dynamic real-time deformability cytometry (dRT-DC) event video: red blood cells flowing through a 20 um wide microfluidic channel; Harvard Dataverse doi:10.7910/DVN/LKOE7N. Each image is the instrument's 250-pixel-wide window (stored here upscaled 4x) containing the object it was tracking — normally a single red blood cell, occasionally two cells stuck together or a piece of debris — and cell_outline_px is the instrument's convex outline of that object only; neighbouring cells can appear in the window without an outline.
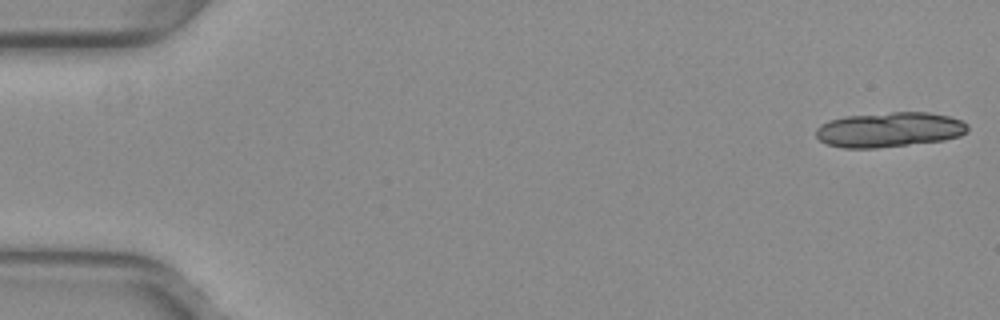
{"species": "common noctule bat (a hibernating species)", "species_latin": "Nyctalus noctula", "temperature_condition": "warm", "stored_images_in_passage": 15, "camera_frame_rate_fps": 3000, "um_per_image_px": 0.085, "animal": {"sex": "female", "body_mass_g": 29.2, "forearm_length_mm": 56.3}, "frame": {"image": 1, "passage_image": 1, "time_ms": 0.0, "image_size_px": [1000, 320], "cell_outline_px": [[968, 132], [960, 136], [944, 140], [876, 148], [844, 148], [828, 144], [820, 140], [816, 136], [816, 128], [820, 124], [828, 120], [844, 116], [892, 112], [928, 112], [948, 116], [960, 120], [968, 124]], "centroid_in_image_um": [75.59, 11.01], "position_along_channel_um": 9.4, "area_um2": 30.98}}